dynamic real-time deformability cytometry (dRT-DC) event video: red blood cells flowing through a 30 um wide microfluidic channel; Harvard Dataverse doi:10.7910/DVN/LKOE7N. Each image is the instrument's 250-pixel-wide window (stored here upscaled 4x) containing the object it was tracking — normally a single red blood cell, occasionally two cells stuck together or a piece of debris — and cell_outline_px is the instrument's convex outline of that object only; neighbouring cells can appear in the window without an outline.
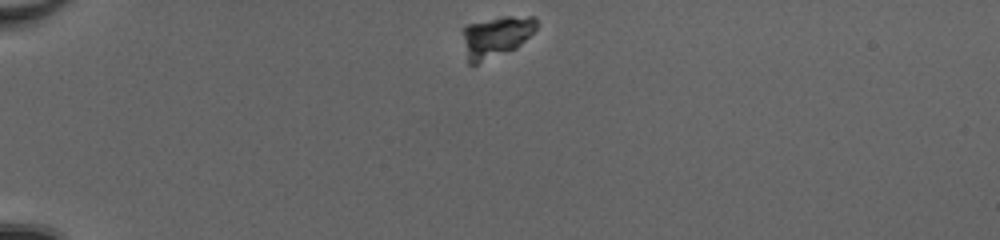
{"species": "common noctule bat (a hibernating species)", "species_latin": "Nyctalus noctula", "temperature_condition": "cold", "stored_images_in_passage": 41, "camera_frame_rate_fps": 3000, "um_per_image_px": 0.085, "animal": {"sex": "female", "body_mass_g": 20.0, "forearm_length_mm": 54.0}, "frame": {"image": 1, "passage_image": 1, "time_ms": 0.0, "image_size_px": [1000, 240], "cell_outline_px": [[536, 28], [516, 48], [476, 64], [468, 64], [464, 36], [464, 28], [468, 24], [504, 16], [532, 16], [536, 20]], "centroid_in_image_um": [42.17, 3.11], "position_along_channel_um": 42.8, "area_um2": 17.11}}
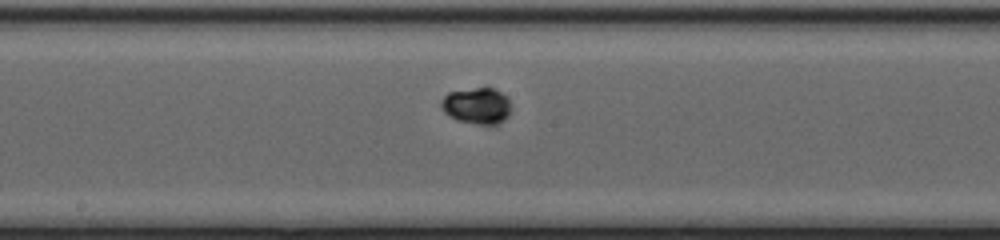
{"frame": {"image": 2, "passage_image": 18, "time_ms": 5.667, "image_size_px": [1000, 240], "cell_outline_px": [[508, 116], [504, 120], [496, 124], [476, 124], [456, 120], [444, 112], [440, 104], [440, 100], [448, 92], [476, 88], [492, 88], [500, 92], [508, 100]], "centroid_in_image_um": [40.47, 9.0], "position_along_channel_um": 207.7, "area_um2": 14.51}}
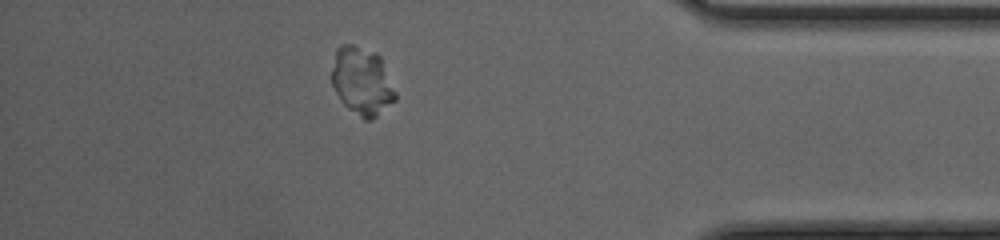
{"frame": {"image": 3, "passage_image": 35, "time_ms": 11.333, "image_size_px": [1000, 240], "cell_outline_px": [[396, 100], [372, 120], [364, 120], [348, 108], [344, 104], [336, 92], [332, 84], [332, 68], [336, 48], [340, 44], [352, 44], [376, 52], [380, 56], [396, 92]], "centroid_in_image_um": [30.77, 6.89], "position_along_channel_um": 404.4, "area_um2": 25.2}}